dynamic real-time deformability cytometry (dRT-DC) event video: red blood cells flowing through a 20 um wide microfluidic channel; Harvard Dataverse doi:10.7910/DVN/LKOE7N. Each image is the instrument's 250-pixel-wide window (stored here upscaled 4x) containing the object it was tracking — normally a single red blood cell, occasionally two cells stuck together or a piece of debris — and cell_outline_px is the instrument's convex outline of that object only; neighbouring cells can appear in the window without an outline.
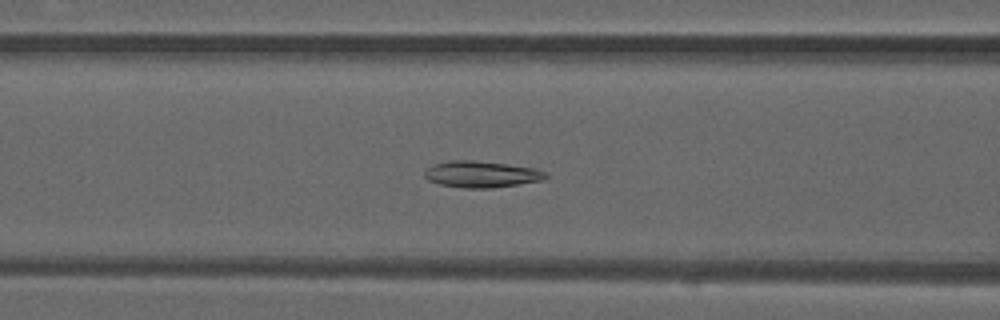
{"species": "common noctule bat (a hibernating species)", "species_latin": "Nyctalus noctula", "temperature_condition": "warm", "stored_images_in_passage": 48, "camera_frame_rate_fps": 3000, "um_per_image_px": 0.085, "animal": {"sex": "male", "forearm_length_mm": 52.5}, "frame": {"image": 1, "passage_image": 17, "time_ms": 5.333, "image_size_px": [1000, 320], "cell_outline_px": [[548, 176], [544, 180], [492, 188], [464, 188], [440, 184], [428, 180], [424, 176], [424, 172], [432, 164], [448, 160], [472, 160], [536, 168], [548, 172]], "centroid_in_image_um": [40.93, 14.81], "position_along_channel_um": 125.7, "area_um2": 18.73}}
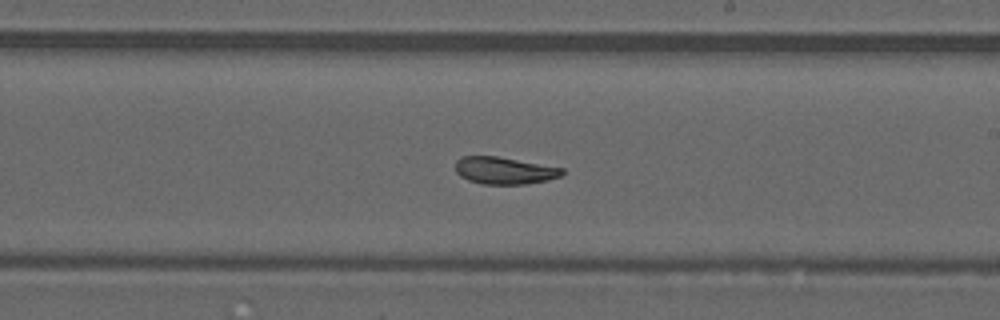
{"frame": {"image": 2, "passage_image": 26, "time_ms": 8.333, "image_size_px": [1000, 320], "cell_outline_px": [[564, 172], [560, 176], [548, 180], [524, 184], [480, 184], [468, 180], [460, 176], [456, 172], [456, 160], [460, 156], [496, 156], [564, 168]], "centroid_in_image_um": [42.85, 14.5], "position_along_channel_um": 246.2, "area_um2": 16.88}}
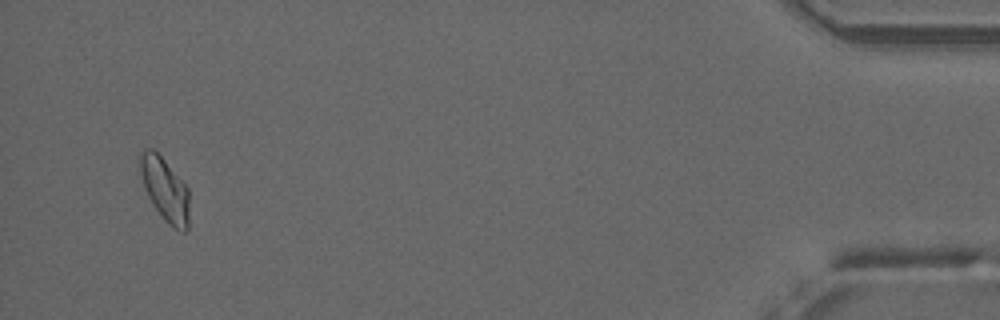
{"frame": {"image": 3, "passage_image": 45, "time_ms": 14.667, "image_size_px": [1000, 320], "cell_outline_px": [[188, 228], [184, 232], [180, 232], [168, 224], [164, 220], [152, 204], [144, 188], [136, 156], [144, 148], [152, 148], [164, 160], [188, 188]], "centroid_in_image_um": [13.97, 16.08], "position_along_channel_um": 421.2, "area_um2": 18.32}, "authors_computed_cell_mechanics": {"area_um2": 18.0625, "velocity_mm_per_s": 4.021, "shape_relaxation_time_tau1_ms": null, "shape_relaxation_time_tau2_ms": 1.9022, "deformation_change_tau1": null, "deformation_change_tau2": 0.069}}